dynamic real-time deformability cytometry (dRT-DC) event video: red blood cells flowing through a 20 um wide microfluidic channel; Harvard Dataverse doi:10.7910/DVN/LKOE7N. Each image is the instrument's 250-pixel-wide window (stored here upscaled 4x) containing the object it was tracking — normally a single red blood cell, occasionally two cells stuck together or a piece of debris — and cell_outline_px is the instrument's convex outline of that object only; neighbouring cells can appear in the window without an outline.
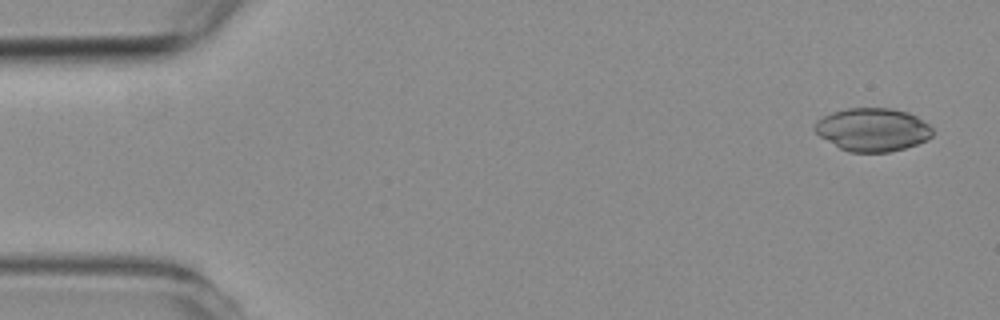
{"species": "common noctule bat (a hibernating species)", "species_latin": "Nyctalus noctula", "temperature_condition": "room temperature", "stored_images_in_passage": 5, "segment_of_instrument_passage": [2, 2], "camera_frame_rate_fps": 3000, "um_per_image_px": 0.085, "animal": {"sex": "female", "body_mass_g": 19.3, "forearm_length_mm": 54.1}, "frame": {"image": 1, "passage_image": 5, "time_ms": 5.333, "image_size_px": [1000, 320], "cell_outline_px": [[932, 136], [928, 140], [904, 148], [888, 152], [848, 152], [840, 148], [820, 136], [812, 128], [816, 120], [832, 112], [848, 108], [892, 108], [908, 112], [916, 116], [928, 124], [932, 128]], "centroid_in_image_um": [74.16, 11.01], "position_along_channel_um": 10.8, "area_um2": 29.65}}